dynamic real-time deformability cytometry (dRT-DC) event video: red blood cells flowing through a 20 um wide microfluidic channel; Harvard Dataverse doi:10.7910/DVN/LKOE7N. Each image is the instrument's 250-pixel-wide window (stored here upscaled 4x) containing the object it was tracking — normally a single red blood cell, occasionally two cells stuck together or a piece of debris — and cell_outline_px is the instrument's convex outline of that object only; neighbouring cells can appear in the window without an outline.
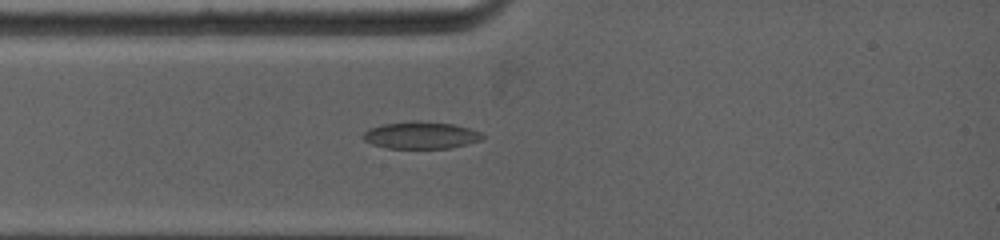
{"species": "common noctule bat (a hibernating species)", "species_latin": "Nyctalus noctula", "temperature_condition": "warm", "stored_images_in_passage": 34, "camera_frame_rate_fps": 5000, "um_per_image_px": 0.085, "animal": {"sex": "female", "body_mass_g": 19.0, "forearm_length_mm": 53.3}, "frame": {"image": 1, "passage_image": 4, "time_ms": 1.8, "image_size_px": [1000, 240], "cell_outline_px": [[484, 136], [480, 140], [448, 148], [388, 148], [372, 144], [364, 140], [364, 132], [372, 128], [384, 124], [412, 120], [416, 120], [452, 124], [468, 128], [480, 132]], "centroid_in_image_um": [35.76, 11.49], "position_along_channel_um": 49.2, "area_um2": 18.5}}
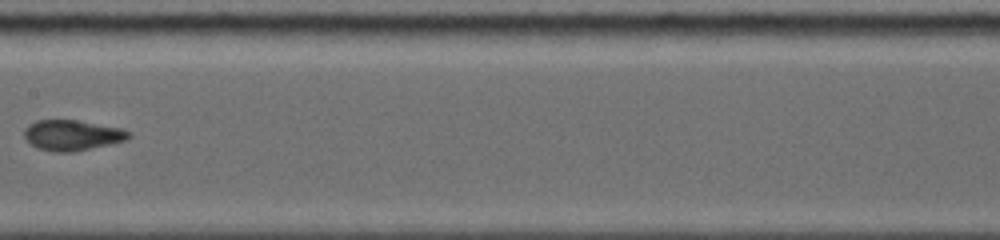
{"frame": {"image": 2, "passage_image": 12, "time_ms": 5.6, "image_size_px": [1000, 240], "cell_outline_px": [[132, 136], [124, 140], [72, 152], [60, 152], [40, 148], [32, 144], [24, 136], [24, 132], [36, 120], [76, 120], [120, 128], [128, 132]], "centroid_in_image_um": [6.14, 11.48], "position_along_channel_um": 201.3, "area_um2": 17.8}}
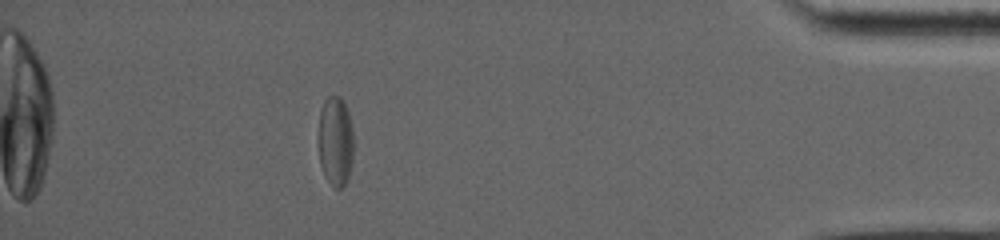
{"frame": {"image": 3, "passage_image": 26, "time_ms": 12.2, "image_size_px": [1000, 240], "cell_outline_px": [[352, 160], [348, 180], [340, 188], [336, 188], [324, 176], [320, 164], [320, 112], [324, 100], [328, 96], [340, 96], [348, 112], [352, 132]], "centroid_in_image_um": [28.52, 12.01], "position_along_channel_um": 406.7, "area_um2": 17.92}, "authors_computed_cell_mechanics": {"area_um2": 18.0914, "velocity_mm_per_s": 3.9938, "shape_relaxation_time_tau1_ms": 10.0212, "shape_relaxation_time_tau2_ms": 2.3361, "deformation_change_tau1": 0.2077, "deformation_change_tau2": 0.0724}}